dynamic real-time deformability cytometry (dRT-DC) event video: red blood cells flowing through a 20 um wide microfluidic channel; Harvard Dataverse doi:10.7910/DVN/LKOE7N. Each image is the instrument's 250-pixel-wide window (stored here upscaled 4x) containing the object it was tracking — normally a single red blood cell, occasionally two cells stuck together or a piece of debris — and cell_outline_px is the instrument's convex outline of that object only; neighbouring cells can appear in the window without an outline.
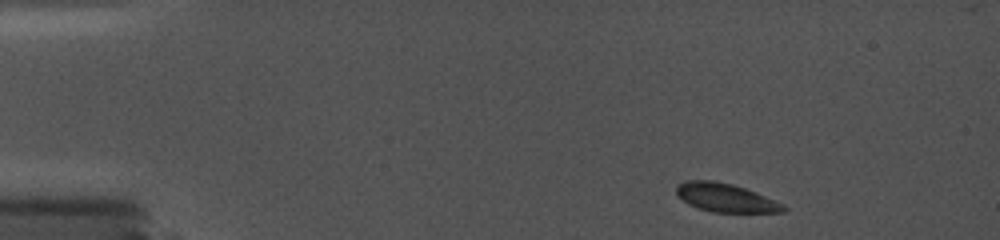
{"species": "common noctule bat (a hibernating species)", "species_latin": "Nyctalus noctula", "temperature_condition": "cold", "stored_images_in_passage": 33, "camera_frame_rate_fps": 5000, "um_per_image_px": 0.085, "animal": {"sex": "female", "body_mass_g": 19.0, "forearm_length_mm": 56.7}, "frame": {"image": 1, "passage_image": 1, "time_ms": 0.0, "image_size_px": [1000, 240], "cell_outline_px": [[788, 208], [784, 212], [712, 212], [688, 204], [676, 196], [676, 184], [688, 180], [712, 180], [732, 184], [756, 192], [776, 200], [784, 204]], "centroid_in_image_um": [61.67, 16.8], "position_along_channel_um": 23.3, "area_um2": 17.92}}
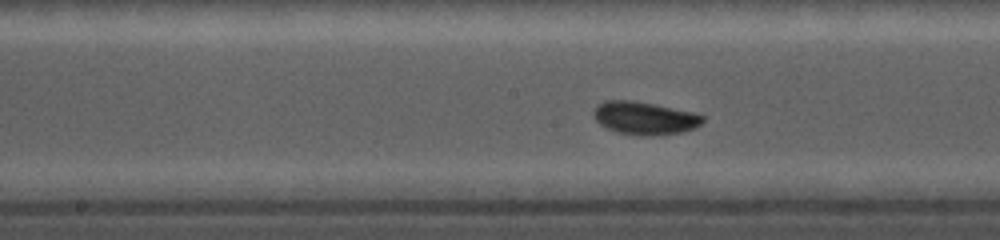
{"frame": {"image": 2, "passage_image": 19, "time_ms": 7.0, "image_size_px": [1000, 240], "cell_outline_px": [[704, 120], [696, 128], [680, 132], [644, 136], [640, 136], [620, 132], [608, 128], [600, 124], [596, 120], [592, 112], [604, 100], [632, 100], [692, 112], [704, 116]], "centroid_in_image_um": [54.79, 10.03], "position_along_channel_um": 193.4, "area_um2": 20.52}}
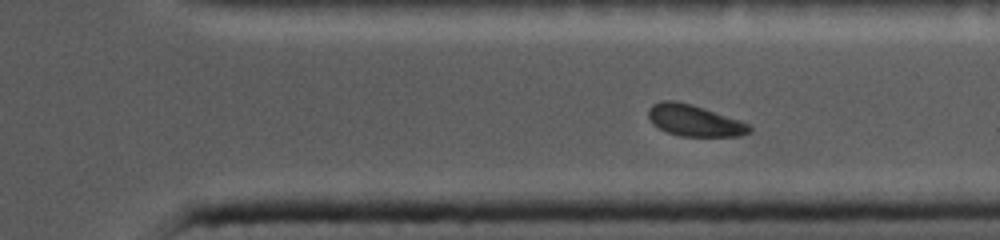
{"frame": {"image": 3, "passage_image": 30, "time_ms": 11.2, "image_size_px": [1000, 240], "cell_outline_px": [[752, 132], [740, 136], [680, 136], [668, 132], [652, 124], [648, 116], [648, 108], [652, 104], [664, 100], [676, 100], [692, 104], [740, 120], [748, 124], [752, 128]], "centroid_in_image_um": [59.02, 10.24], "position_along_channel_um": 352.4, "area_um2": 18.55}}